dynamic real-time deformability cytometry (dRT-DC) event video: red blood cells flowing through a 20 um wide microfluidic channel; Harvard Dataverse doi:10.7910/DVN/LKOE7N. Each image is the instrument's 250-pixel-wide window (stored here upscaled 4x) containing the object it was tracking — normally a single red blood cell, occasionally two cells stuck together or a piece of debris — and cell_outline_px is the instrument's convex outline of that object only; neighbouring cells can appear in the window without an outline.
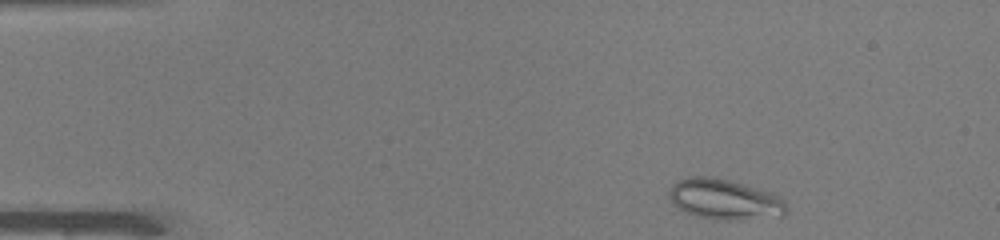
{"species": "common noctule bat (a hibernating species)", "species_latin": "Nyctalus noctula", "temperature_condition": "warm", "stored_images_in_passage": 44, "camera_frame_rate_fps": 3000, "um_per_image_px": 0.085, "animal": {"sex": "male", "body_mass_g": 19.0, "forearm_length_mm": 50.8}, "frame": {"image": 1, "passage_image": 2, "time_ms": 0.333, "image_size_px": [1000, 240], "cell_outline_px": [[788, 212], [784, 216], [744, 220], [720, 220], [696, 216], [680, 208], [668, 196], [668, 192], [672, 184], [688, 176], [708, 176], [728, 180], [744, 184], [772, 192], [784, 200], [788, 208]], "centroid_in_image_um": [61.65, 16.95], "position_along_channel_um": 23.3, "area_um2": 27.8}}
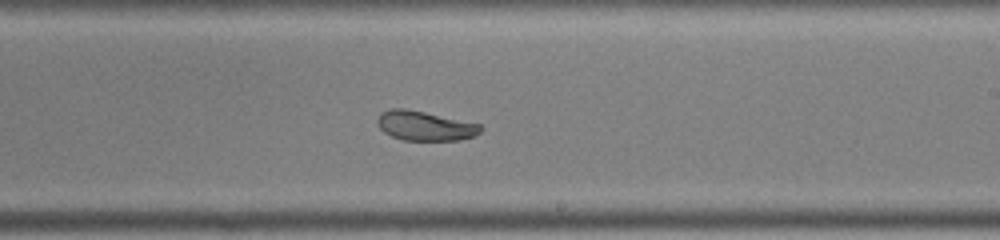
{"frame": {"image": 2, "passage_image": 25, "time_ms": 8.0, "image_size_px": [1000, 240], "cell_outline_px": [[484, 128], [480, 132], [472, 136], [460, 140], [404, 140], [392, 136], [384, 132], [380, 128], [376, 120], [380, 112], [392, 108], [404, 108], [424, 112], [480, 124]], "centroid_in_image_um": [36.1, 10.69], "position_along_channel_um": 252.9, "area_um2": 17.63}}
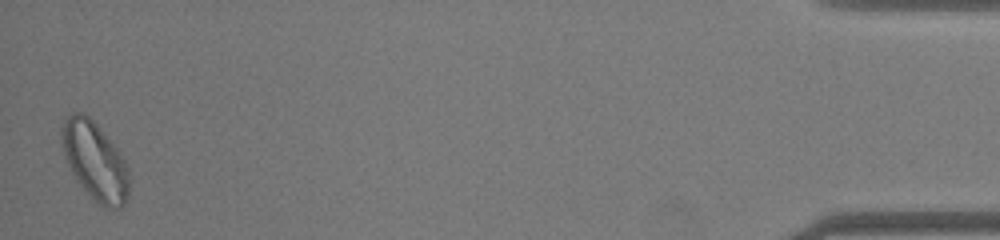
{"frame": {"image": 3, "passage_image": 44, "time_ms": 14.333, "image_size_px": [1000, 240], "cell_outline_px": [[128, 196], [124, 204], [120, 208], [104, 208], [88, 196], [76, 180], [68, 164], [60, 144], [60, 128], [64, 120], [72, 112], [84, 112], [96, 124], [120, 152], [128, 168]], "centroid_in_image_um": [8.03, 13.69], "position_along_channel_um": 427.2, "area_um2": 30.87}, "authors_computed_cell_mechanics": {"area_um2": 22.1085, "velocity_mm_per_s": 4.0876, "shape_relaxation_time_tau1_ms": null, "shape_relaxation_time_tau2_ms": 2.0784, "deformation_change_tau1": null, "deformation_change_tau2": 0.0637}}